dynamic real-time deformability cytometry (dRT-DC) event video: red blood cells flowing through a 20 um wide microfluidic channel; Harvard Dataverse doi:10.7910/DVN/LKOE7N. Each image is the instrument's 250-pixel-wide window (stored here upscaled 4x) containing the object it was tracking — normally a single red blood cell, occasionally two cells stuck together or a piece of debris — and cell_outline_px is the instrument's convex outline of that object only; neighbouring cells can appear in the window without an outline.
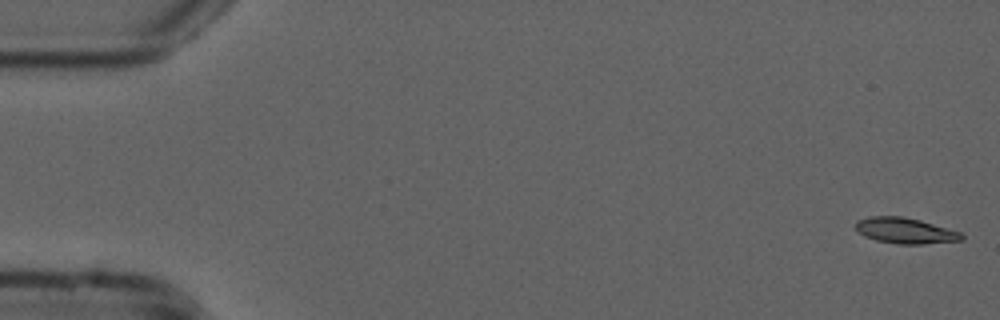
{"species": "common noctule bat (a hibernating species)", "species_latin": "Nyctalus noctula", "temperature_condition": "cold", "stored_images_in_passage": 36, "camera_frame_rate_fps": 3000, "um_per_image_px": 0.085, "animal": {"sex": "male", "forearm_length_mm": 52.5}, "frame": {"image": 1, "passage_image": 1, "time_ms": 0.0, "image_size_px": [1000, 320], "cell_outline_px": [[964, 240], [924, 244], [896, 244], [876, 240], [864, 236], [856, 232], [856, 220], [868, 216], [904, 216], [920, 220], [960, 232], [964, 236]], "centroid_in_image_um": [76.91, 19.6], "position_along_channel_um": 8.1, "area_um2": 16.07}}
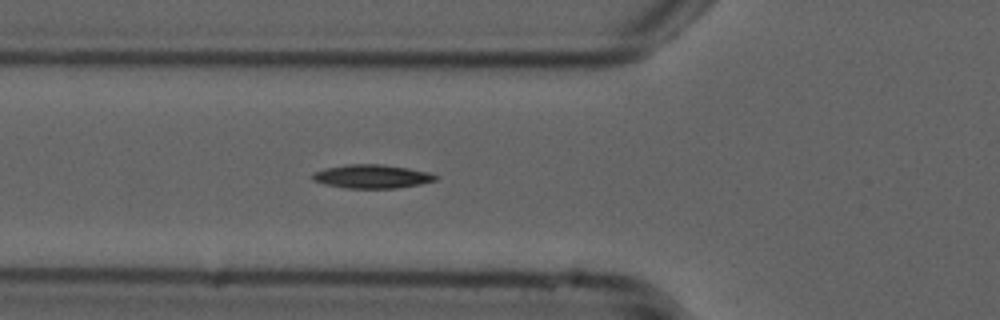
{"frame": {"image": 2, "passage_image": 19, "time_ms": 6.0, "image_size_px": [1000, 320], "cell_outline_px": [[440, 176], [436, 180], [420, 184], [396, 188], [344, 188], [324, 184], [312, 180], [312, 172], [324, 168], [348, 164], [384, 164], [408, 168], [428, 172]], "centroid_in_image_um": [31.59, 14.99], "position_along_channel_um": 94.2, "area_um2": 17.11}}
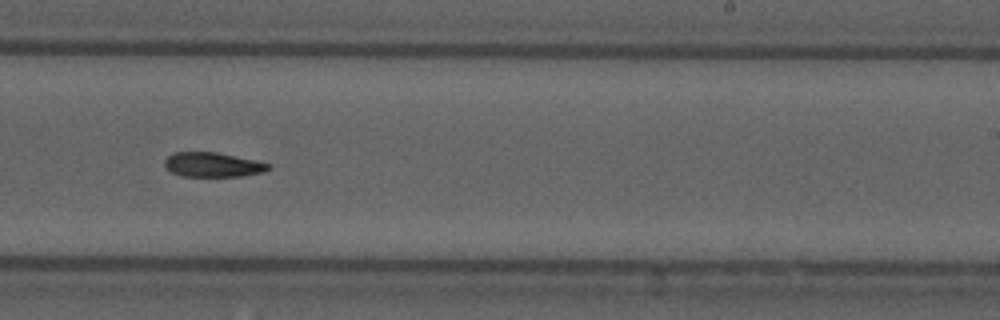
{"frame": {"image": 3, "passage_image": 33, "time_ms": 10.667, "image_size_px": [1000, 320], "cell_outline_px": [[272, 168], [264, 172], [240, 176], [180, 176], [172, 172], [164, 164], [164, 160], [172, 152], [216, 152], [272, 164]], "centroid_in_image_um": [18.09, 14.0], "position_along_channel_um": 270.9, "area_um2": 14.8}}